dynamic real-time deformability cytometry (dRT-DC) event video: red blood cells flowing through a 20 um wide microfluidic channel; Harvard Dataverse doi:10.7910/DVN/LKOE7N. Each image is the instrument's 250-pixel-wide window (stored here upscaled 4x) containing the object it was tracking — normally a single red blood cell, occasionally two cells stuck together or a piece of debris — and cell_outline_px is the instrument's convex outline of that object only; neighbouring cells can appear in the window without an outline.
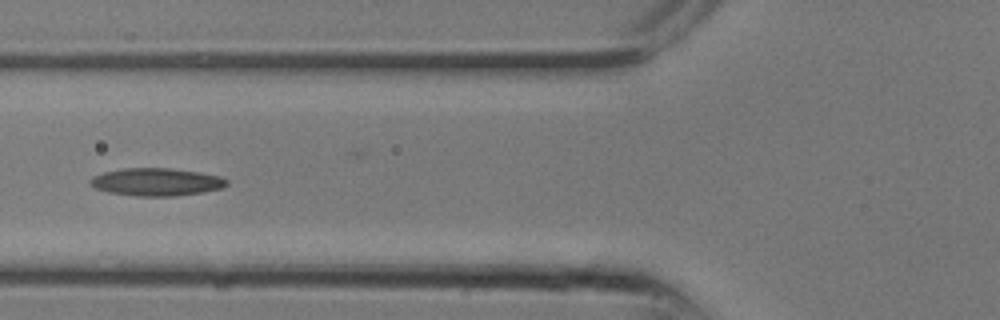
{"species": "common noctule bat (a hibernating species)", "species_latin": "Nyctalus noctula", "temperature_condition": "room temperature", "stored_images_in_passage": 13, "camera_frame_rate_fps": 3000, "um_per_image_px": 0.085, "animal": {"sex": "male", "body_mass_g": 13.3}, "frame": {"image": 1, "passage_image": 9, "time_ms": 2.667, "image_size_px": [1000, 320], "cell_outline_px": [[228, 184], [220, 188], [200, 192], [172, 196], [136, 196], [108, 192], [96, 188], [88, 184], [88, 180], [92, 176], [104, 172], [124, 168], [168, 168], [200, 172], [220, 176], [228, 180]], "centroid_in_image_um": [13.25, 15.46], "position_along_channel_um": 112.6, "area_um2": 21.96}}
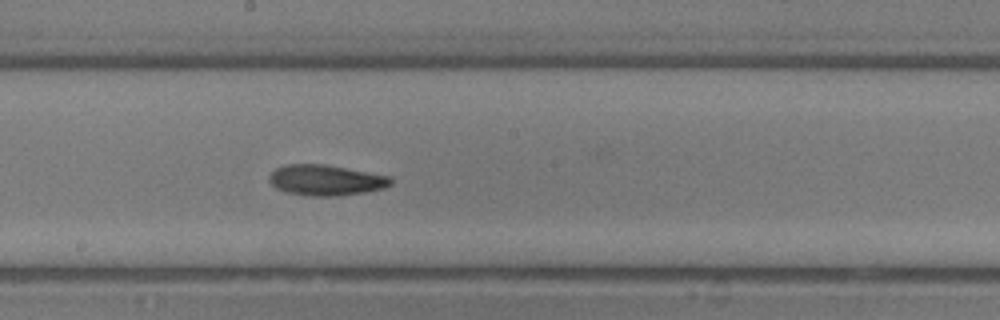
{"frame": {"image": 2, "passage_image": 13, "time_ms": 4.0, "image_size_px": [1000, 320], "cell_outline_px": [[392, 184], [384, 188], [364, 192], [336, 196], [308, 196], [284, 192], [276, 188], [268, 180], [268, 176], [276, 168], [284, 164], [324, 164], [392, 176]], "centroid_in_image_um": [27.68, 15.31], "position_along_channel_um": 220.5, "area_um2": 21.91}}